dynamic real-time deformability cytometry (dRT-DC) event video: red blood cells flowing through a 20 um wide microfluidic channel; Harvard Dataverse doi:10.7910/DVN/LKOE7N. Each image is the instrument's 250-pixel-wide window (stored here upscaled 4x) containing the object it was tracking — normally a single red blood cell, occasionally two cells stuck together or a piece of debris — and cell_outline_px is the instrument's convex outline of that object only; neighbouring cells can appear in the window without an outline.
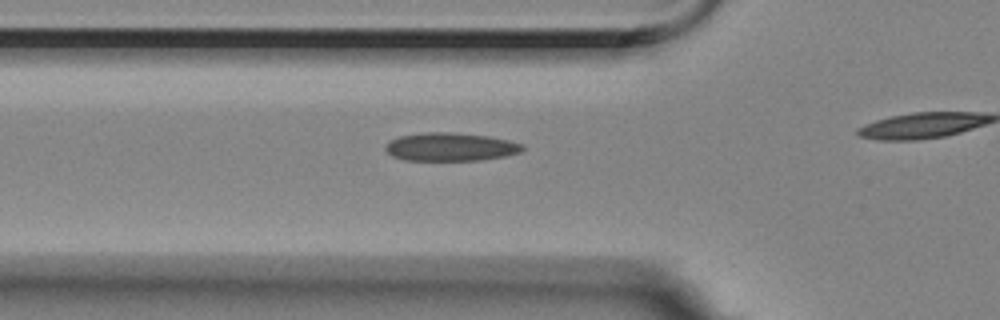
{"species": "Egyptian fruit bat (a non-hibernating species)", "species_latin": "Rousettus aegyptiacus", "temperature_condition": "room temperature", "stored_images_in_passage": 38, "camera_frame_rate_fps": 3000, "um_per_image_px": 0.085, "animal": {"sex": "female"}, "frame": {"image": 1, "passage_image": 12, "time_ms": 3.667, "image_size_px": [1000, 320], "cell_outline_px": [[524, 148], [520, 152], [504, 156], [480, 160], [404, 160], [392, 156], [384, 148], [392, 140], [400, 136], [424, 132], [452, 132], [488, 136], [508, 140], [524, 144]], "centroid_in_image_um": [38.31, 12.48], "position_along_channel_um": 87.5, "area_um2": 22.43}}
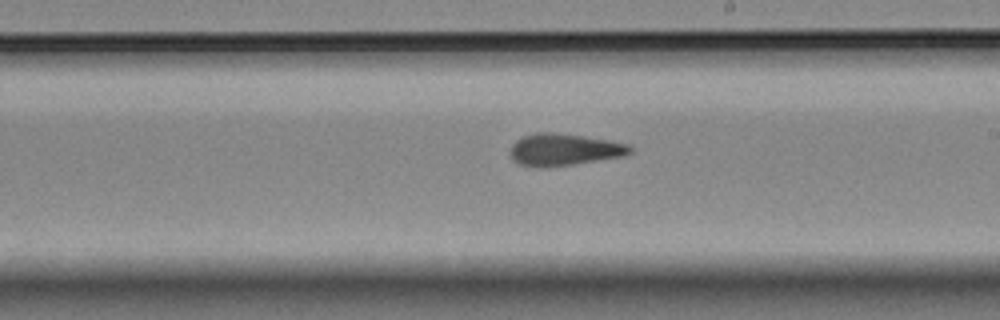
{"frame": {"image": 2, "passage_image": 25, "time_ms": 8.0, "image_size_px": [1000, 320], "cell_outline_px": [[632, 152], [624, 156], [572, 164], [544, 168], [536, 168], [520, 164], [512, 160], [512, 144], [516, 140], [524, 136], [536, 132], [552, 132], [608, 140], [628, 144], [632, 148]], "centroid_in_image_um": [47.93, 12.73], "position_along_channel_um": 241.1, "area_um2": 22.14}}
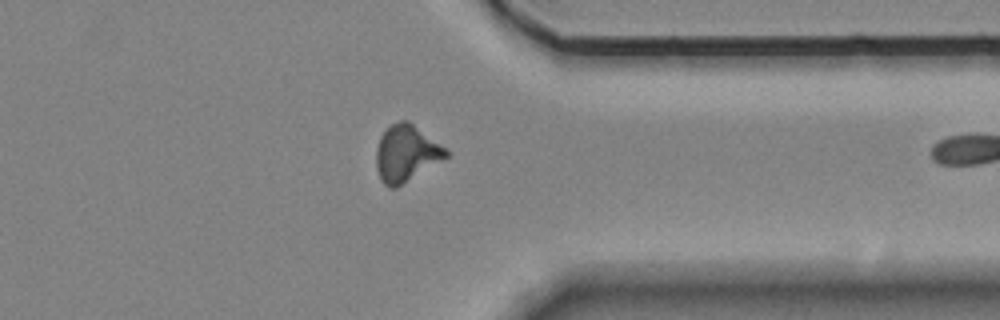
{"frame": {"image": 3, "passage_image": 37, "time_ms": 12.0, "image_size_px": [1000, 320], "cell_outline_px": [[448, 156], [396, 188], [388, 188], [380, 180], [376, 168], [376, 148], [380, 136], [392, 124], [400, 120], [408, 120], [444, 148], [448, 152]], "centroid_in_image_um": [34.47, 13.06], "position_along_channel_um": 376.9, "area_um2": 22.6}}